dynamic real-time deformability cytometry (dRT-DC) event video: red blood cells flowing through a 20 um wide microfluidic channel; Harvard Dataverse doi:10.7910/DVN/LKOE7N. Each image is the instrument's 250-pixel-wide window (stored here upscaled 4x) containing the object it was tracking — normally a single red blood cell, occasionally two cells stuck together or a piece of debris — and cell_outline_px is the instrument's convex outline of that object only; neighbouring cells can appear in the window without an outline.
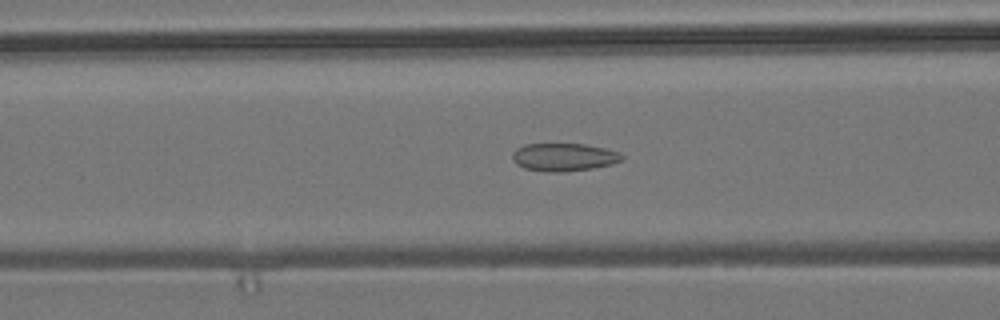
{"species": "common noctule bat (a hibernating species)", "species_latin": "Nyctalus noctula", "temperature_condition": "room temperature", "stored_images_in_passage": 55, "camera_frame_rate_fps": 3000, "um_per_image_px": 0.085, "animal": {"sex": "male", "body_mass_g": 19.2, "forearm_length_mm": 51.8}, "frame": {"image": 1, "passage_image": 22, "time_ms": 7.0, "image_size_px": [1000, 320], "cell_outline_px": [[624, 160], [612, 164], [592, 168], [564, 172], [548, 172], [524, 168], [516, 164], [512, 160], [512, 152], [516, 148], [524, 144], [584, 144], [604, 148], [620, 152], [624, 156]], "centroid_in_image_um": [47.92, 13.35], "position_along_channel_um": 118.7, "area_um2": 17.98}}
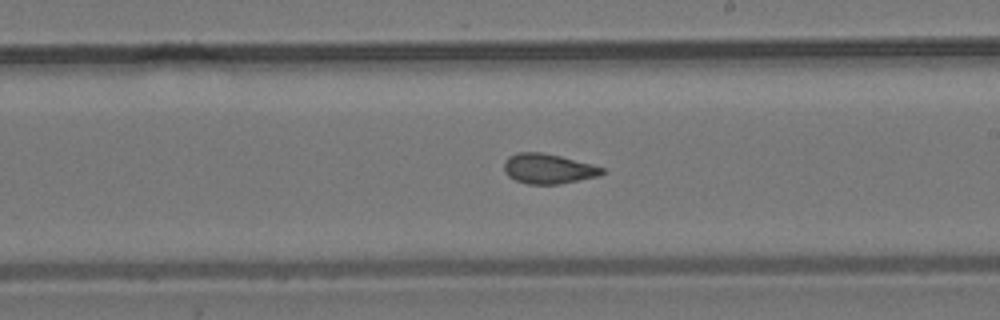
{"frame": {"image": 2, "passage_image": 32, "time_ms": 10.333, "image_size_px": [1000, 320], "cell_outline_px": [[608, 172], [600, 176], [556, 184], [528, 184], [516, 180], [508, 176], [504, 172], [504, 160], [508, 156], [516, 152], [540, 152], [560, 156], [592, 164], [604, 168]], "centroid_in_image_um": [46.6, 14.33], "position_along_channel_um": 242.4, "area_um2": 17.22}}
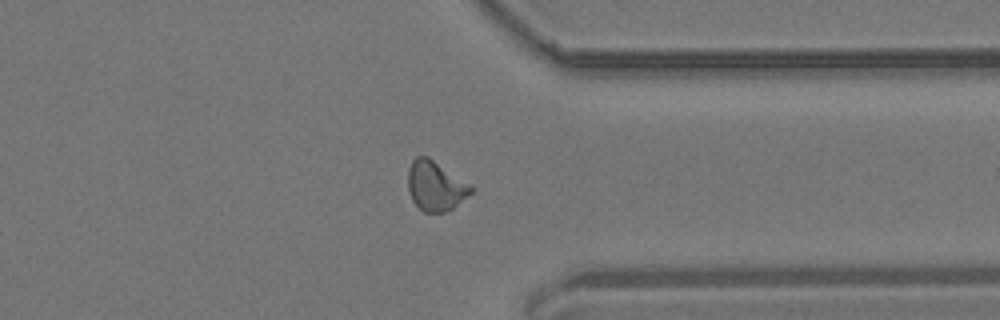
{"frame": {"image": 3, "passage_image": 43, "time_ms": 14.0, "image_size_px": [1000, 320], "cell_outline_px": [[472, 192], [452, 208], [444, 212], [424, 212], [412, 200], [408, 188], [408, 168], [412, 160], [416, 156], [428, 156], [472, 188]], "centroid_in_image_um": [36.94, 15.8], "position_along_channel_um": 374.5, "area_um2": 17.63}}